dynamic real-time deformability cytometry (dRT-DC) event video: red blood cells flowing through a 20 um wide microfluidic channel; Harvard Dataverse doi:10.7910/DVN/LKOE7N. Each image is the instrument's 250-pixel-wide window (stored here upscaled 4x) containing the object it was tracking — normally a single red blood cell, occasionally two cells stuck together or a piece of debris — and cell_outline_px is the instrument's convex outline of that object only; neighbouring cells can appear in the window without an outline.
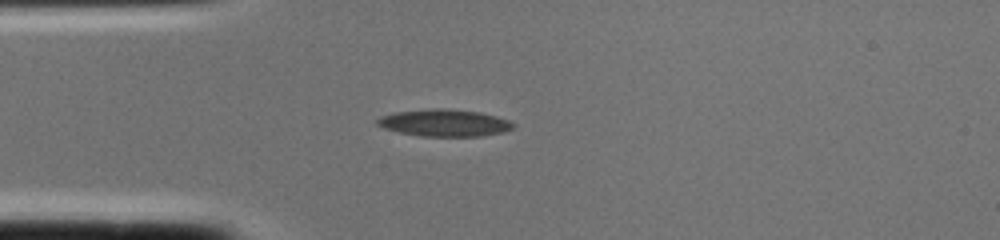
{"species": "common noctule bat (a hibernating species)", "species_latin": "Nyctalus noctula", "temperature_condition": "cold", "stored_images_in_passage": 1, "camera_frame_rate_fps": 3000, "um_per_image_px": 0.085, "animal": {"sex": "female", "body_mass_g": 22.0, "forearm_length_mm": 56.7}, "frame": {"image": 1, "passage_image": 1, "time_ms": 0.0, "image_size_px": [1000, 240], "cell_outline_px": [[516, 124], [512, 128], [504, 132], [480, 136], [420, 136], [400, 132], [384, 128], [376, 124], [376, 120], [380, 116], [396, 112], [436, 108], [444, 108], [480, 112], [496, 116], [508, 120]], "centroid_in_image_um": [37.78, 10.44], "position_along_channel_um": 47.2, "area_um2": 21.33}}